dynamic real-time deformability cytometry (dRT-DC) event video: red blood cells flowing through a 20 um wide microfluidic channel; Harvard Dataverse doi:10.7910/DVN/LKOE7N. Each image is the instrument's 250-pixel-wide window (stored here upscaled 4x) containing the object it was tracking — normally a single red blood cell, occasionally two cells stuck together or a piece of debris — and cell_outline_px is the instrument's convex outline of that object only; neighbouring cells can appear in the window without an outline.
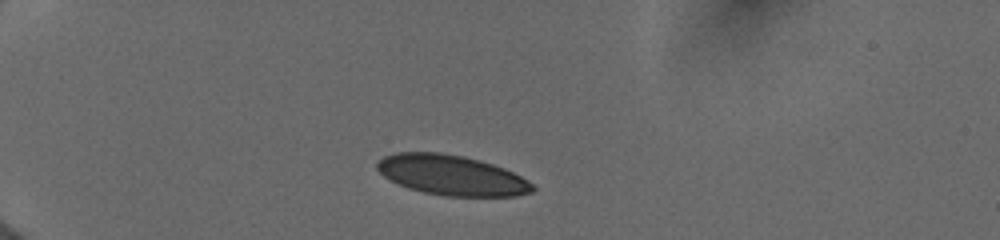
{"species": "human", "species_latin": "Homo sapiens", "temperature_condition": "cold", "stored_images_in_passage": 28, "camera_frame_rate_fps": 3000, "um_per_image_px": 0.085, "donor": {"sex": "female"}, "frame": {"image": 1, "passage_image": 1, "time_ms": 0.0, "image_size_px": [1000, 240], "cell_outline_px": [[536, 188], [532, 192], [516, 196], [444, 196], [424, 192], [408, 188], [384, 176], [376, 168], [376, 164], [384, 156], [396, 152], [440, 152], [464, 156], [480, 160], [504, 168], [528, 180]], "centroid_in_image_um": [38.4, 14.88], "position_along_channel_um": 46.6, "area_um2": 36.24}}
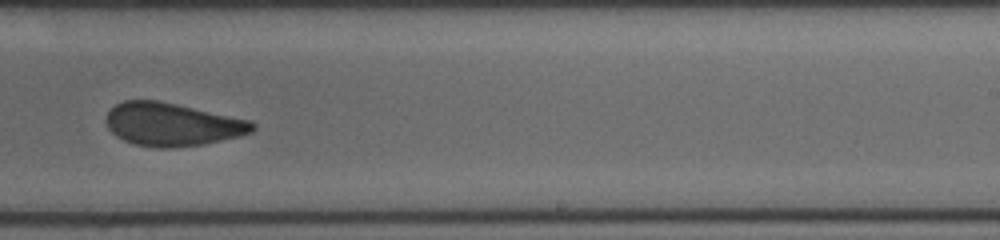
{"frame": {"image": 2, "passage_image": 11, "time_ms": 7.0, "image_size_px": [1000, 240], "cell_outline_px": [[256, 128], [252, 132], [240, 136], [204, 144], [172, 148], [160, 148], [136, 144], [124, 140], [116, 136], [108, 128], [108, 112], [116, 104], [124, 100], [156, 100], [252, 120], [256, 124]], "centroid_in_image_um": [14.68, 10.58], "position_along_channel_um": 274.3, "area_um2": 36.53}}
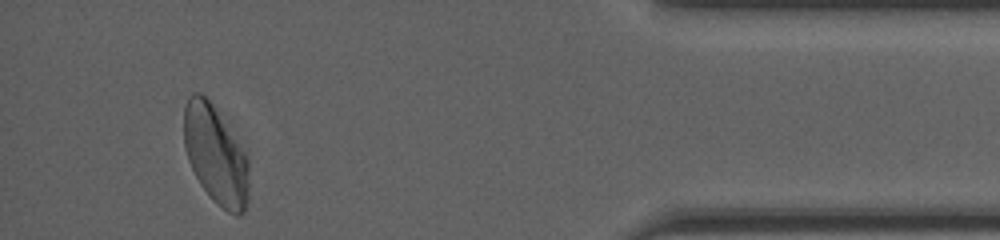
{"frame": {"image": 3, "passage_image": 25, "time_ms": 11.667, "image_size_px": [1000, 240], "cell_outline_px": [[248, 200], [244, 212], [236, 216], [228, 212], [212, 200], [208, 196], [200, 184], [188, 160], [184, 148], [184, 108], [192, 92], [200, 92], [208, 100], [248, 160]], "centroid_in_image_um": [18.29, 13.25], "position_along_channel_um": 416.9, "area_um2": 36.36}, "authors_computed_cell_mechanics": {"area_um2": 36.992, "velocity_mm_per_s": 3.9657, "shape_relaxation_time_tau1_ms": 4.1467, "shape_relaxation_time_tau2_ms": 1.081, "deformation_change_tau1": 0.1217, "deformation_change_tau2": 0.0624}}